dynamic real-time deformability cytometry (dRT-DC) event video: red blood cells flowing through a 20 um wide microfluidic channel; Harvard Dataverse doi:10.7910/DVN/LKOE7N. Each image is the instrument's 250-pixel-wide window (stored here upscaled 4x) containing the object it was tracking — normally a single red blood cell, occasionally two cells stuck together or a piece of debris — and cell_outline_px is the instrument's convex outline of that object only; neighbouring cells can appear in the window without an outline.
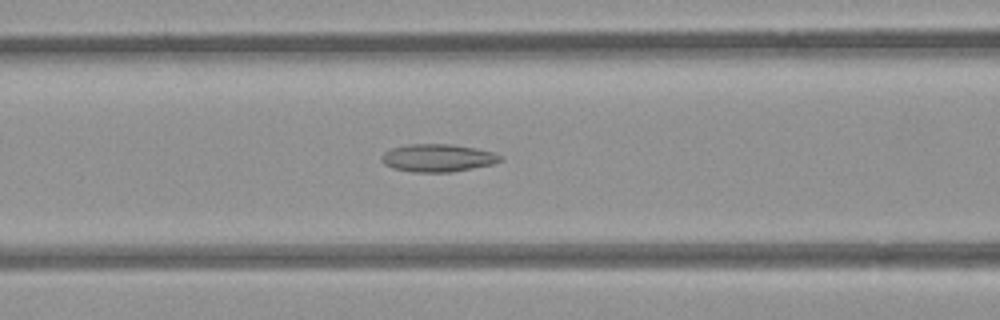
{"species": "common noctule bat (a hibernating species)", "species_latin": "Nyctalus noctula", "temperature_condition": "room temperature", "stored_images_in_passage": 32, "camera_frame_rate_fps": 3000, "um_per_image_px": 0.085, "animal": {"sex": "female", "body_mass_g": 21.9}, "frame": {"image": 1, "passage_image": 10, "time_ms": 3.0, "image_size_px": [1000, 320], "cell_outline_px": [[500, 160], [492, 164], [452, 172], [416, 172], [392, 168], [384, 164], [380, 160], [384, 152], [392, 148], [408, 144], [452, 144], [476, 148], [496, 152], [500, 156]], "centroid_in_image_um": [37.19, 13.42], "position_along_channel_um": 129.4, "area_um2": 19.13}}
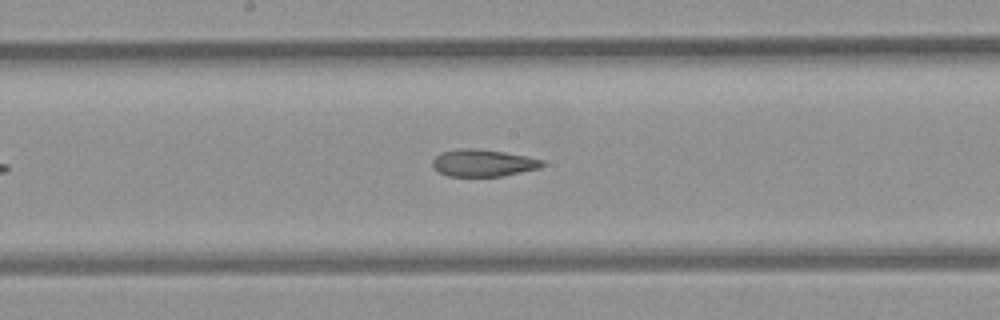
{"frame": {"image": 2, "passage_image": 16, "time_ms": 5.0, "image_size_px": [1000, 320], "cell_outline_px": [[544, 164], [540, 168], [504, 176], [448, 176], [436, 172], [432, 168], [432, 160], [440, 152], [460, 148], [472, 148], [504, 152], [528, 156], [544, 160]], "centroid_in_image_um": [41.03, 13.85], "position_along_channel_um": 207.2, "area_um2": 17.57}}
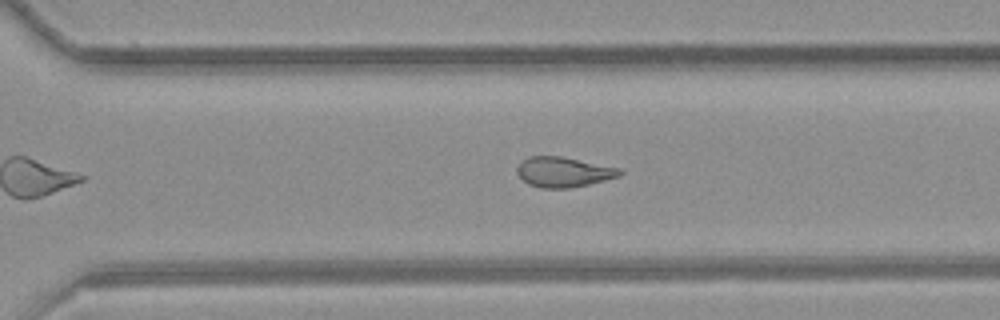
{"frame": {"image": 3, "passage_image": 25, "time_ms": 8.0, "image_size_px": [1000, 320], "cell_outline_px": [[624, 172], [620, 176], [588, 184], [568, 188], [540, 188], [528, 184], [516, 172], [516, 168], [520, 160], [528, 156], [560, 156], [620, 168]], "centroid_in_image_um": [47.86, 14.61], "position_along_channel_um": 322.7, "area_um2": 18.03}}